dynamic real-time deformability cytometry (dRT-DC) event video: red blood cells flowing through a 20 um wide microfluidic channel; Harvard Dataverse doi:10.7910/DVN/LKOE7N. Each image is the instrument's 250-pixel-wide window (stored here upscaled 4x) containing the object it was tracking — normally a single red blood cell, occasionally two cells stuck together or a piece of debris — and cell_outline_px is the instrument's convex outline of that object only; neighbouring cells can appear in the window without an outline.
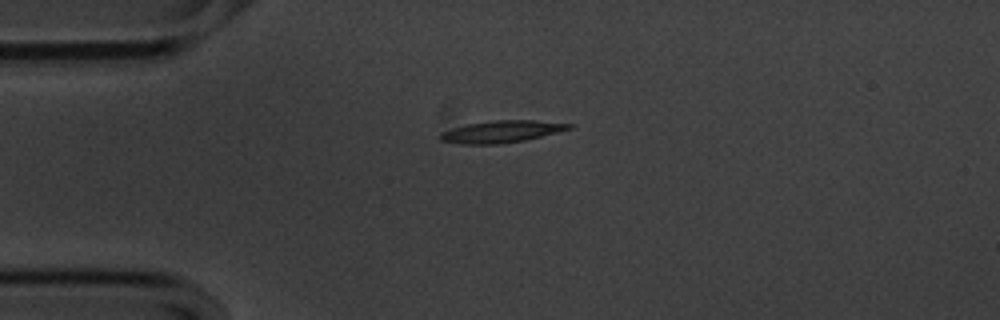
{"species": "common noctule bat (a hibernating species)", "species_latin": "Nyctalus noctula", "temperature_condition": "cold", "stored_images_in_passage": 43, "camera_frame_rate_fps": 3000, "um_per_image_px": 0.085, "animal": {"sex": "male", "body_mass_g": 20.1, "forearm_length_mm": 53.5}, "frame": {"image": 1, "passage_image": 1, "time_ms": 0.0, "image_size_px": [1000, 320], "cell_outline_px": [[572, 128], [524, 140], [500, 144], [456, 144], [440, 140], [440, 132], [452, 128], [468, 124], [496, 120], [536, 120], [572, 124]], "centroid_in_image_um": [42.58, 11.19], "position_along_channel_um": 42.4, "area_um2": 16.36}}
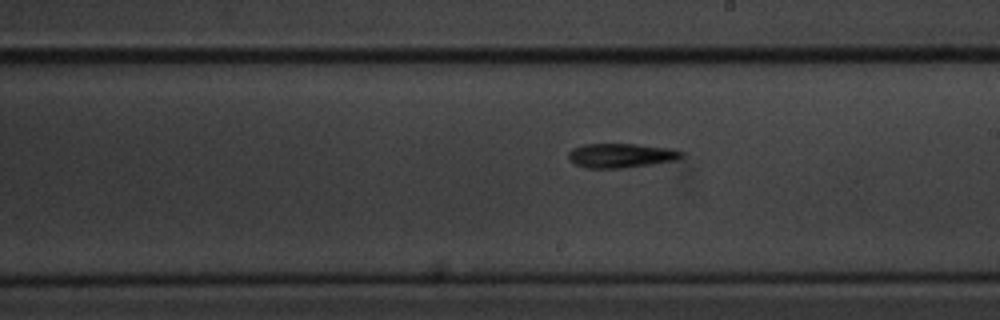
{"frame": {"image": 2, "passage_image": 19, "time_ms": 6.0, "image_size_px": [1000, 320], "cell_outline_px": [[684, 156], [676, 160], [652, 164], [620, 168], [588, 168], [576, 164], [568, 156], [568, 152], [572, 148], [584, 144], [636, 144], [672, 148], [684, 152]], "centroid_in_image_um": [52.82, 13.21], "position_along_channel_um": 236.2, "area_um2": 16.01}}
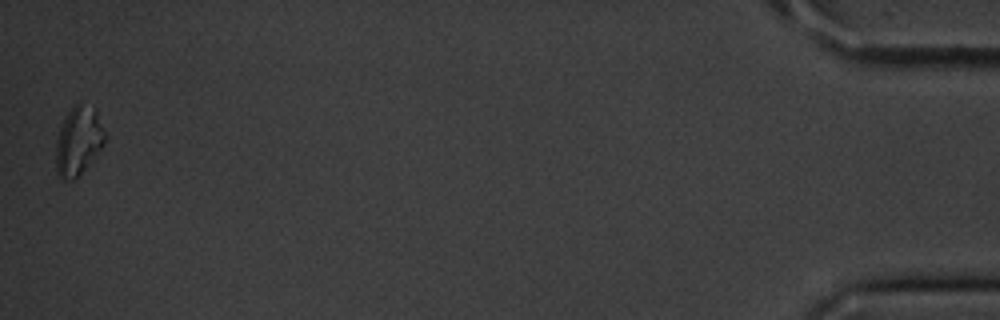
{"frame": {"image": 3, "passage_image": 43, "time_ms": 14.0, "image_size_px": [1000, 320], "cell_outline_px": [[104, 144], [76, 180], [60, 180], [56, 172], [56, 140], [64, 116], [80, 100], [96, 108], [104, 132]], "centroid_in_image_um": [6.64, 11.97], "position_along_channel_um": 428.6, "area_um2": 19.83}, "authors_computed_cell_mechanics": {"area_um2": 15.606, "velocity_mm_per_s": 3.5613, "shape_relaxation_time_tau1_ms": 4.0432, "shape_relaxation_time_tau2_ms": null, "deformation_change_tau1": 0.2029, "deformation_change_tau2": null}}